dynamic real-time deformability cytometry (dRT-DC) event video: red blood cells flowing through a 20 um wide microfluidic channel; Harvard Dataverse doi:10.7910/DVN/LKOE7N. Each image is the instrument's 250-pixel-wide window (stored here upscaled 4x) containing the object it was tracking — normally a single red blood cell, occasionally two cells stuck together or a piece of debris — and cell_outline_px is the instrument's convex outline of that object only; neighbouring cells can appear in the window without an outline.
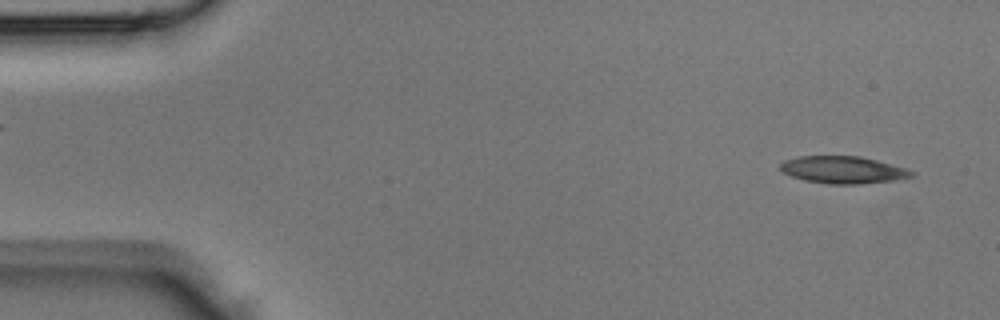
{"species": "Egyptian fruit bat (a non-hibernating species)", "species_latin": "Rousettus aegyptiacus", "temperature_condition": "room temperature", "stored_images_in_passage": 42, "camera_frame_rate_fps": 3000, "um_per_image_px": 0.085, "animal": {"sex": "male"}, "frame": {"image": 1, "passage_image": 2, "time_ms": 0.333, "image_size_px": [1000, 320], "cell_outline_px": [[916, 176], [896, 180], [860, 184], [832, 184], [804, 180], [792, 176], [784, 172], [780, 168], [780, 164], [784, 160], [796, 156], [860, 156], [876, 160], [904, 168], [916, 172]], "centroid_in_image_um": [71.68, 14.43], "position_along_channel_um": 13.3, "area_um2": 20.81}}
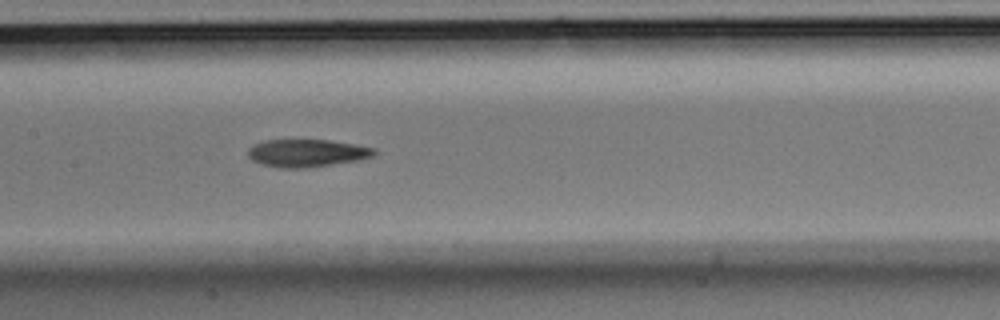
{"frame": {"image": 2, "passage_image": 20, "time_ms": 6.333, "image_size_px": [1000, 320], "cell_outline_px": [[376, 152], [372, 156], [360, 160], [308, 168], [280, 168], [260, 164], [252, 160], [248, 156], [248, 148], [252, 144], [264, 140], [328, 140], [376, 148]], "centroid_in_image_um": [26.05, 13.02], "position_along_channel_um": 181.4, "area_um2": 20.46}}
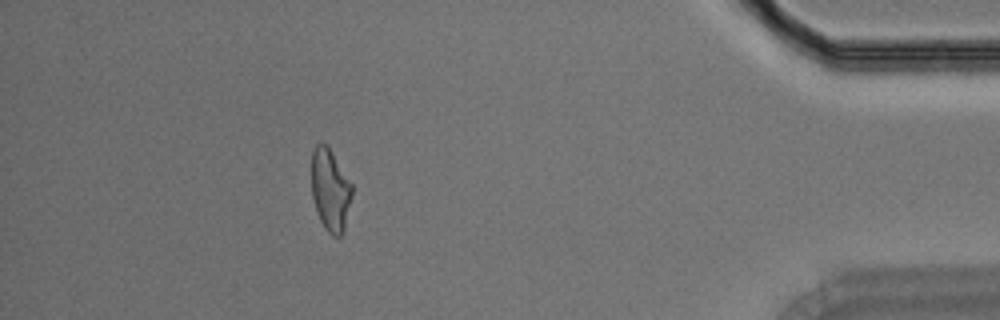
{"frame": {"image": 3, "passage_image": 38, "time_ms": 12.333, "image_size_px": [1000, 320], "cell_outline_px": [[352, 196], [344, 232], [340, 236], [332, 236], [324, 228], [316, 212], [312, 196], [312, 152], [316, 144], [320, 140], [328, 144], [352, 184]], "centroid_in_image_um": [28.07, 16.12], "position_along_channel_um": 407.1, "area_um2": 19.77}}